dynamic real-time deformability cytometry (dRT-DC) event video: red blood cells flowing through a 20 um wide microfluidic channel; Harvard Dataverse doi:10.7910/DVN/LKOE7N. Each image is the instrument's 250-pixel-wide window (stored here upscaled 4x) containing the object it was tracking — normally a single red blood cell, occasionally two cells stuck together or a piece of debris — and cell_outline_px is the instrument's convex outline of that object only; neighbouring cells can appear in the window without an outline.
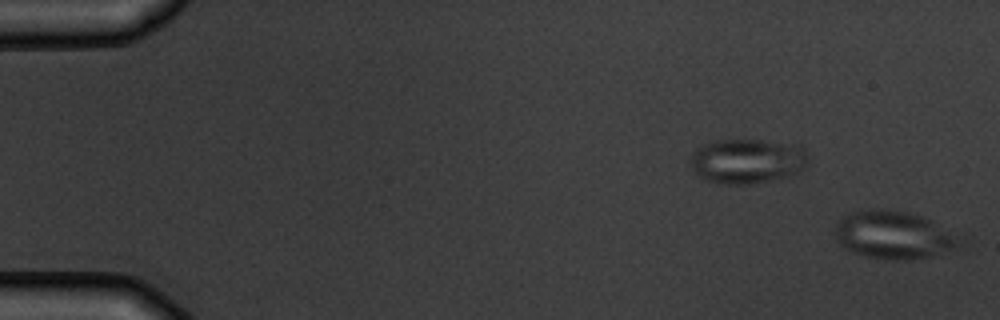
{"species": "common noctule bat (a hibernating species)", "species_latin": "Nyctalus noctula", "temperature_condition": "warm", "stored_images_in_passage": 2, "segment_of_instrument_passage": [2, 2], "camera_frame_rate_fps": 3000, "um_per_image_px": 0.085, "animal": {"sex": "male", "body_mass_g": 19.5, "forearm_length_mm": 54.6}, "frame": {"image": 1, "passage_image": 2, "time_ms": 1.0, "image_size_px": [1000, 320], "cell_outline_px": [[956, 244], [952, 248], [928, 256], [908, 260], [892, 260], [864, 256], [852, 252], [844, 248], [836, 240], [836, 224], [844, 216], [852, 212], [872, 208], [884, 208], [908, 212], [932, 220]], "centroid_in_image_um": [75.74, 19.96], "position_along_channel_um": 9.3, "area_um2": 33.35}}